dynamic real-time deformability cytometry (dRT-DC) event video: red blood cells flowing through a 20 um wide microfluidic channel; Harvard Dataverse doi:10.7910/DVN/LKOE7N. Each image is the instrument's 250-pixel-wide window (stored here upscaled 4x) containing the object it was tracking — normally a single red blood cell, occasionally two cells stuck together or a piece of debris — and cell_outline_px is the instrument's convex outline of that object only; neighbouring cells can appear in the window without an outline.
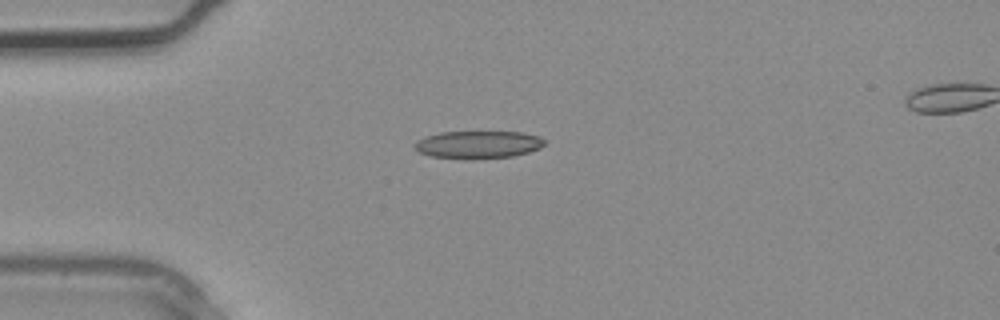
{"species": "common noctule bat (a hibernating species)", "species_latin": "Nyctalus noctula", "temperature_condition": "warm", "stored_images_in_passage": 2, "segment_of_instrument_passage": [1, 2], "camera_frame_rate_fps": 3000, "um_per_image_px": 0.085, "animal": {"sex": "male", "body_mass_g": 20.4}, "frame": {"image": 1, "passage_image": 1, "time_ms": 0.0, "image_size_px": [1000, 320], "cell_outline_px": [[544, 144], [540, 148], [528, 152], [512, 156], [476, 160], [468, 160], [432, 156], [420, 152], [412, 144], [416, 140], [440, 132], [524, 132], [540, 136], [544, 140]], "centroid_in_image_um": [40.65, 12.3], "position_along_channel_um": 44.4, "area_um2": 21.1}}